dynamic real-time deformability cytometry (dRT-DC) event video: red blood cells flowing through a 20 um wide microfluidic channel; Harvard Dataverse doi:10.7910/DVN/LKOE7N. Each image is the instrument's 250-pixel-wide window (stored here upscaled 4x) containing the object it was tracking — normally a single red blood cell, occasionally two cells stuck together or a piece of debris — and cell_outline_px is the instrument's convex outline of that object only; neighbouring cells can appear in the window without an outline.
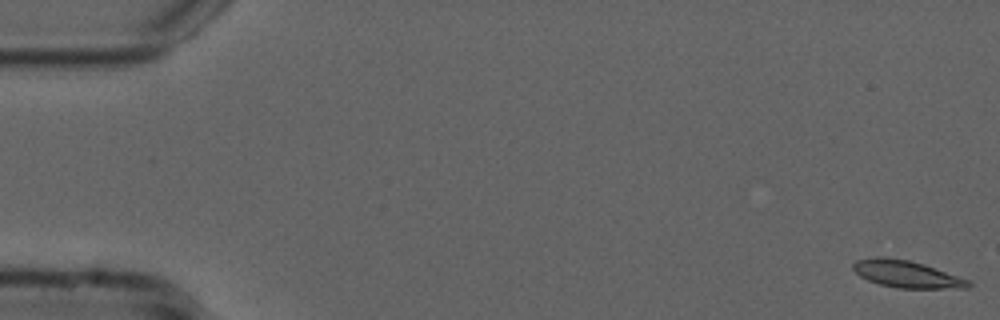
{"species": "common noctule bat (a hibernating species)", "species_latin": "Nyctalus noctula", "temperature_condition": "cold", "stored_images_in_passage": 54, "camera_frame_rate_fps": 3000, "um_per_image_px": 0.085, "animal": {"sex": "male", "forearm_length_mm": 52.5}, "frame": {"image": 1, "passage_image": 1, "time_ms": 0.0, "image_size_px": [1000, 320], "cell_outline_px": [[972, 284], [968, 288], [896, 288], [880, 284], [868, 280], [860, 276], [852, 268], [852, 264], [856, 260], [876, 256], [884, 256], [908, 260], [924, 264], [972, 280]], "centroid_in_image_um": [77.09, 23.29], "position_along_channel_um": 7.9, "area_um2": 18.38}}
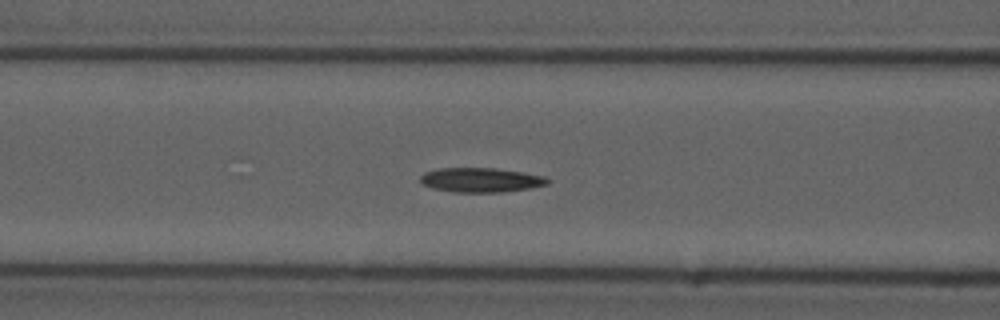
{"frame": {"image": 2, "passage_image": 22, "time_ms": 7.0, "image_size_px": [1000, 320], "cell_outline_px": [[552, 180], [548, 184], [532, 188], [500, 192], [452, 192], [432, 188], [424, 184], [420, 180], [420, 176], [424, 172], [440, 168], [496, 168], [524, 172], [544, 176]], "centroid_in_image_um": [40.91, 15.29], "position_along_channel_um": 125.7, "area_um2": 18.26}}
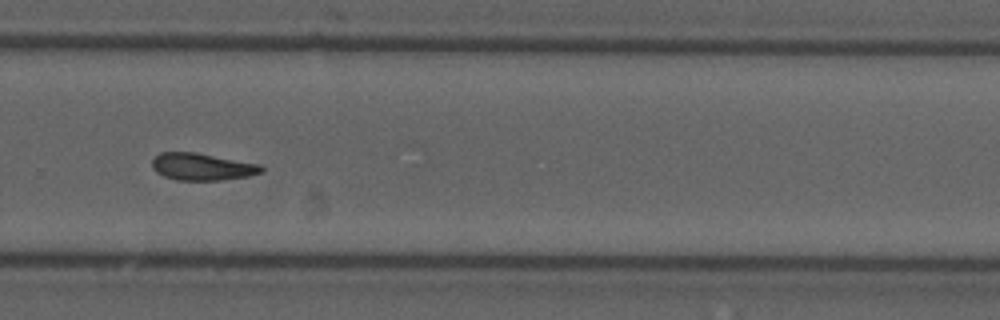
{"frame": {"image": 3, "passage_image": 37, "time_ms": 12.0, "image_size_px": [1000, 320], "cell_outline_px": [[264, 172], [248, 176], [220, 180], [176, 180], [164, 176], [156, 172], [152, 168], [152, 160], [160, 152], [196, 152], [260, 164], [264, 168]], "centroid_in_image_um": [17.18, 14.17], "position_along_channel_um": 312.6, "area_um2": 17.34}}